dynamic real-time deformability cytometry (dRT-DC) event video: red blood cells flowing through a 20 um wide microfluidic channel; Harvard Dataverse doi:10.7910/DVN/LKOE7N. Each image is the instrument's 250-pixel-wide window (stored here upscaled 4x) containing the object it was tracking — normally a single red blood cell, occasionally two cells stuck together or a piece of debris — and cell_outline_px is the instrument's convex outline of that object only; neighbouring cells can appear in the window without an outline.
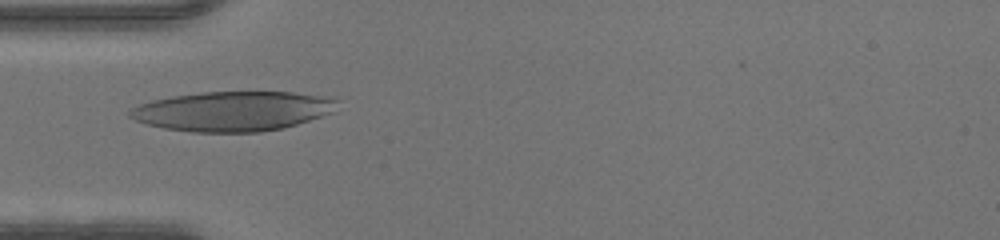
{"species": "human", "species_latin": "Homo sapiens", "temperature_condition": "warm", "stored_images_in_passage": 31, "camera_frame_rate_fps": 3000, "um_per_image_px": 0.085, "donor": {"sex": "male"}, "frame": {"image": 1, "passage_image": 1, "time_ms": 0.0, "image_size_px": [1000, 240], "cell_outline_px": [[340, 100], [332, 112], [284, 128], [260, 132], [192, 132], [164, 128], [148, 124], [136, 120], [128, 116], [128, 112], [132, 108], [140, 104], [152, 100], [172, 96], [204, 92], [292, 92], [328, 96]], "centroid_in_image_um": [19.79, 9.44], "position_along_channel_um": 65.2, "area_um2": 47.92}}
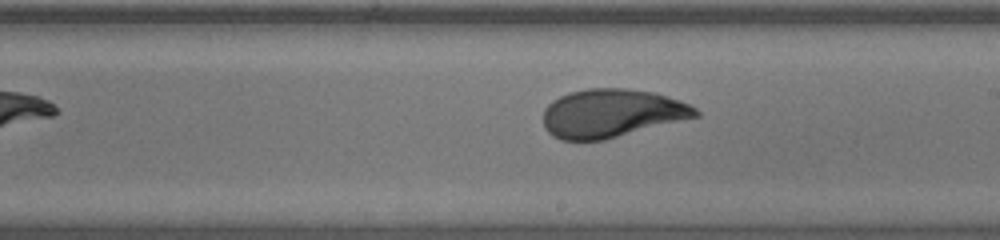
{"frame": {"image": 2, "passage_image": 13, "time_ms": 4.0, "image_size_px": [1000, 240], "cell_outline_px": [[700, 116], [604, 140], [560, 140], [552, 136], [544, 128], [544, 108], [552, 100], [568, 92], [588, 88], [628, 88], [656, 92], [680, 100], [696, 108], [700, 112]], "centroid_in_image_um": [51.99, 9.62], "position_along_channel_um": 237.0, "area_um2": 43.29}}
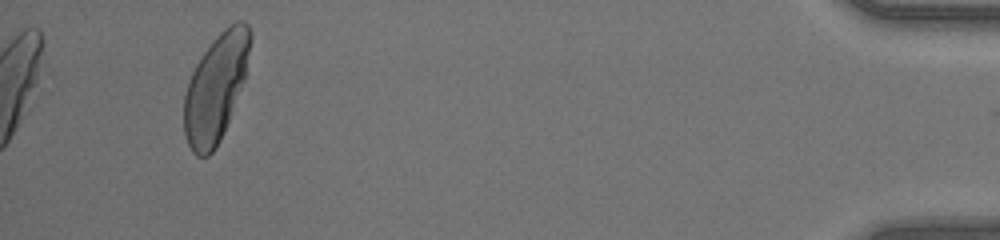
{"frame": {"image": 3, "passage_image": 31, "time_ms": 10.0, "image_size_px": [1000, 240], "cell_outline_px": [[252, 36], [244, 80], [220, 140], [212, 152], [208, 156], [196, 156], [192, 152], [188, 144], [184, 132], [184, 96], [192, 72], [196, 64], [212, 40], [224, 28], [236, 20], [244, 20], [248, 24], [252, 32]], "centroid_in_image_um": [18.35, 7.42], "position_along_channel_um": 416.9, "area_um2": 41.1}}